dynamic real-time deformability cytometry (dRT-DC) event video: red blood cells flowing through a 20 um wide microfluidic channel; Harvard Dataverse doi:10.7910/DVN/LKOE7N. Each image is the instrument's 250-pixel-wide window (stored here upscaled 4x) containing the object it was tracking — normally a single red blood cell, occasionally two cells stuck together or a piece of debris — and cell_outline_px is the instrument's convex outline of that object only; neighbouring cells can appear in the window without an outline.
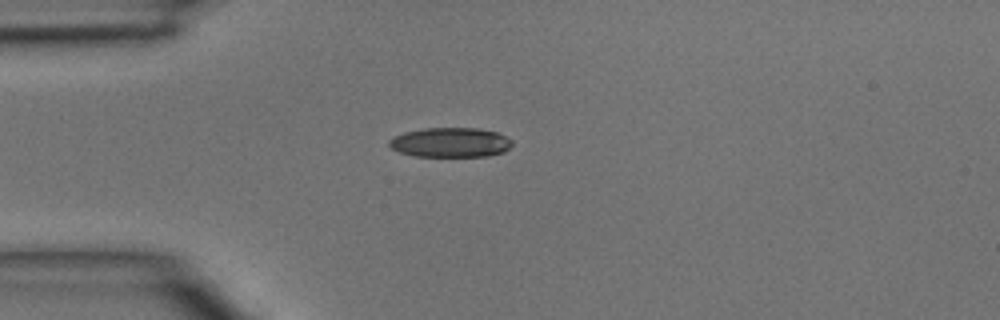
{"species": "common noctule bat (a hibernating species)", "species_latin": "Nyctalus noctula", "temperature_condition": "room temperature", "stored_images_in_passage": 1, "camera_frame_rate_fps": 3000, "um_per_image_px": 0.085, "animal": {"sex": "male", "body_mass_g": 15.6}, "frame": {"image": 1, "passage_image": 1, "time_ms": 0.0, "image_size_px": [1000, 320], "cell_outline_px": [[512, 144], [504, 152], [488, 156], [416, 156], [400, 152], [392, 148], [388, 144], [388, 140], [392, 136], [404, 132], [424, 128], [480, 128], [496, 132], [512, 140]], "centroid_in_image_um": [38.27, 12.1], "position_along_channel_um": 46.7, "area_um2": 21.27}}